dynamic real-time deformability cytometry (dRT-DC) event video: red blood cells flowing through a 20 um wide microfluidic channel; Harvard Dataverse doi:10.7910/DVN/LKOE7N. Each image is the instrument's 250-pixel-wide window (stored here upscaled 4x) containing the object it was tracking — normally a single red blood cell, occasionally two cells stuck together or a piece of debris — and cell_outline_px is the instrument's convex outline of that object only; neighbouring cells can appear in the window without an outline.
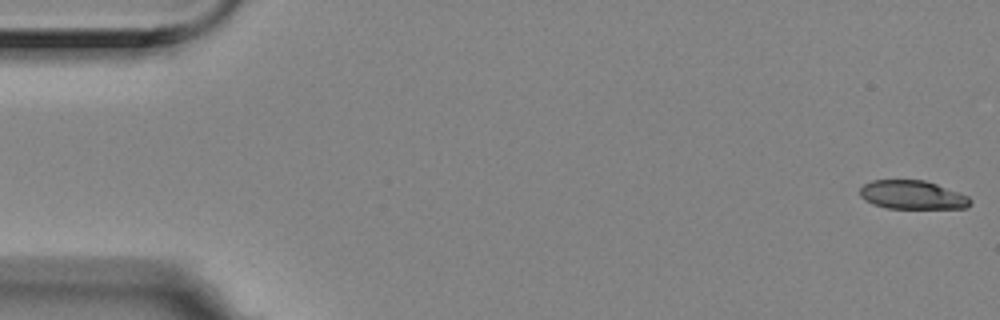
{"species": "Egyptian fruit bat (a non-hibernating species)", "species_latin": "Rousettus aegyptiacus", "temperature_condition": "room temperature", "stored_images_in_passage": 6, "camera_frame_rate_fps": 3000, "um_per_image_px": 0.085, "animal": {"sex": "female"}, "frame": {"image": 1, "passage_image": 1, "time_ms": 0.0, "image_size_px": [1000, 320], "cell_outline_px": [[972, 204], [968, 208], [888, 208], [872, 204], [864, 200], [860, 196], [860, 188], [864, 184], [872, 180], [924, 180], [936, 184], [968, 196], [972, 200]], "centroid_in_image_um": [77.55, 16.57], "position_along_channel_um": 7.5, "area_um2": 18.44}}
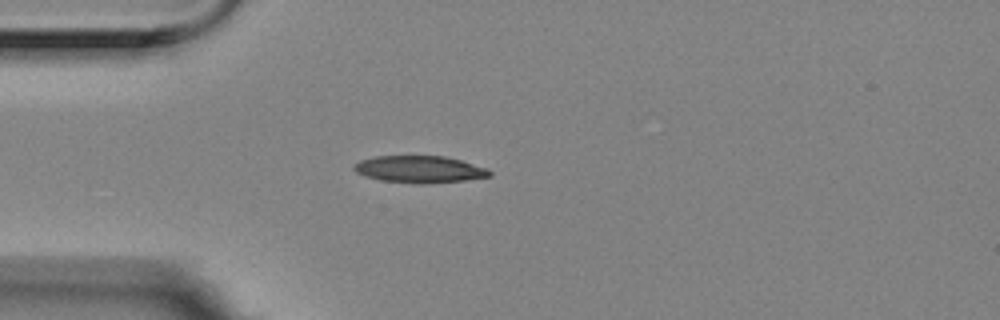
{"frame": {"image": 2, "passage_image": 5, "time_ms": 1.333, "image_size_px": [1000, 320], "cell_outline_px": [[492, 176], [464, 180], [420, 184], [380, 180], [364, 176], [356, 172], [352, 168], [360, 160], [376, 156], [444, 156], [460, 160], [488, 168], [492, 172]], "centroid_in_image_um": [35.67, 14.39], "position_along_channel_um": 49.3, "area_um2": 21.27}}